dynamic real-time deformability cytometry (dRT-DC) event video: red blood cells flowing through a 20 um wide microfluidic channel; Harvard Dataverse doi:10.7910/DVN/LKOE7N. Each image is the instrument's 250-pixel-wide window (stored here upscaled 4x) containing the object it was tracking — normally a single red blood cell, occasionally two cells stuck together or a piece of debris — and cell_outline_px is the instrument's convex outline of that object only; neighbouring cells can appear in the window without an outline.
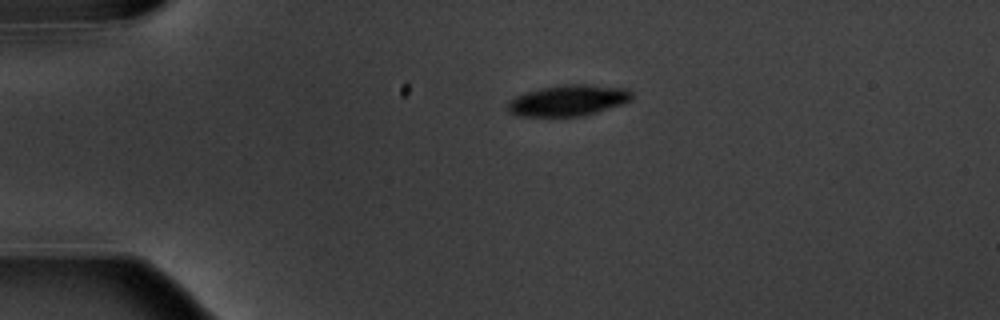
{"species": "common noctule bat (a hibernating species)", "species_latin": "Nyctalus noctula", "temperature_condition": "warm", "stored_images_in_passage": 6, "camera_frame_rate_fps": 3000, "um_per_image_px": 0.085, "animal": {"sex": "male", "body_mass_g": 20.1, "forearm_length_mm": 53.5}, "frame": {"image": 1, "passage_image": 1, "time_ms": 0.0, "image_size_px": [1000, 320], "cell_outline_px": [[632, 100], [596, 112], [580, 116], [516, 116], [508, 112], [508, 100], [524, 92], [540, 88], [564, 84], [588, 84], [628, 88], [632, 92]], "centroid_in_image_um": [48.27, 8.52], "position_along_channel_um": 36.7, "area_um2": 22.54}}
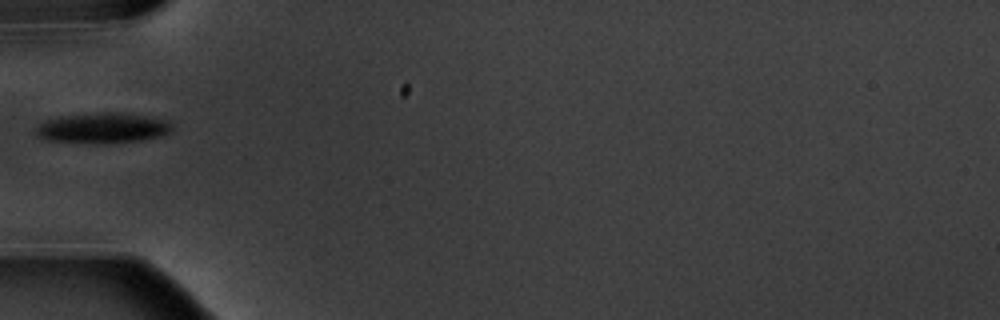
{"frame": {"image": 2, "passage_image": 3, "time_ms": 2.333, "image_size_px": [1000, 320], "cell_outline_px": [[172, 128], [168, 132], [160, 136], [144, 140], [104, 144], [92, 144], [44, 140], [36, 136], [36, 128], [40, 124], [48, 120], [64, 116], [100, 112], [124, 112], [168, 120], [172, 124]], "centroid_in_image_um": [8.74, 10.9], "position_along_channel_um": 76.3, "area_um2": 24.39}}